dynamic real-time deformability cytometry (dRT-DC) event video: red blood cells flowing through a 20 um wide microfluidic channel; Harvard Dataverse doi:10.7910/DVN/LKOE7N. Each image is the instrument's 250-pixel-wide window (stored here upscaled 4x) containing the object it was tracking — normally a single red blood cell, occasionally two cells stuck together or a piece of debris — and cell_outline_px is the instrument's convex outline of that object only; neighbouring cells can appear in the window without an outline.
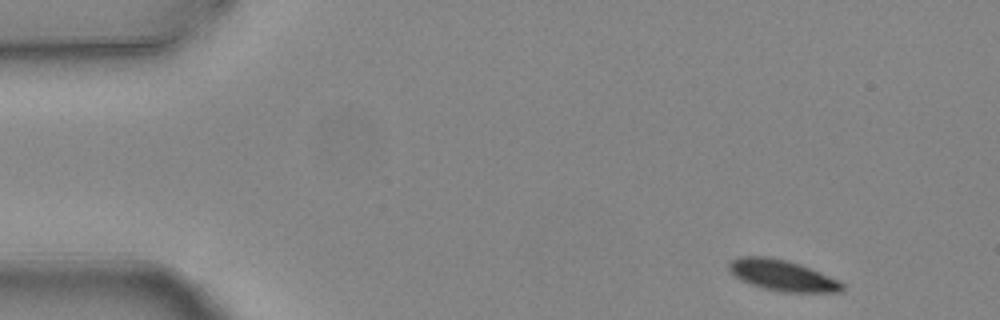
{"species": "common noctule bat (a hibernating species)", "species_latin": "Nyctalus noctula", "temperature_condition": "warm", "stored_images_in_passage": 4, "camera_frame_rate_fps": 3000, "um_per_image_px": 0.085, "animal": {"sex": "female", "body_mass_g": 24.6, "forearm_length_mm": 56.2}, "frame": {"image": 1, "passage_image": 1, "time_ms": 0.0, "image_size_px": [1000, 320], "cell_outline_px": [[844, 292], [780, 292], [764, 288], [740, 280], [728, 268], [728, 264], [732, 260], [740, 256], [764, 256], [784, 260], [800, 264], [840, 280], [844, 284]], "centroid_in_image_um": [66.54, 23.42], "position_along_channel_um": 18.5, "area_um2": 20.35}}
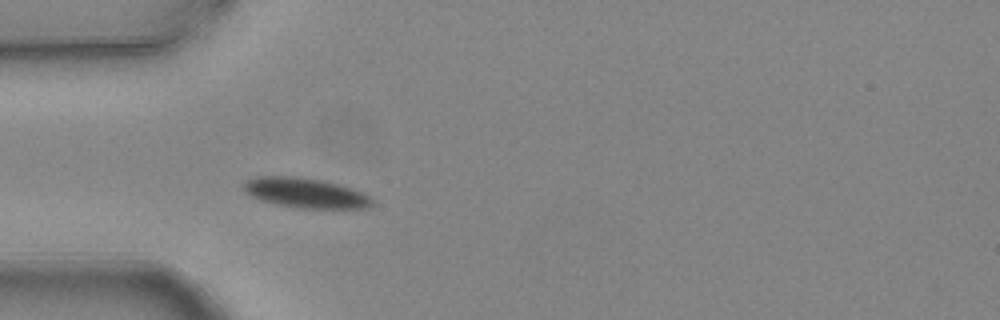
{"frame": {"image": 2, "passage_image": 4, "time_ms": 1.0, "image_size_px": [1000, 320], "cell_outline_px": [[376, 204], [368, 208], [296, 208], [276, 204], [260, 200], [244, 192], [244, 184], [248, 180], [256, 176], [292, 176], [320, 180], [352, 188], [364, 192]], "centroid_in_image_um": [25.98, 16.41], "position_along_channel_um": 59.0, "area_um2": 22.37}}